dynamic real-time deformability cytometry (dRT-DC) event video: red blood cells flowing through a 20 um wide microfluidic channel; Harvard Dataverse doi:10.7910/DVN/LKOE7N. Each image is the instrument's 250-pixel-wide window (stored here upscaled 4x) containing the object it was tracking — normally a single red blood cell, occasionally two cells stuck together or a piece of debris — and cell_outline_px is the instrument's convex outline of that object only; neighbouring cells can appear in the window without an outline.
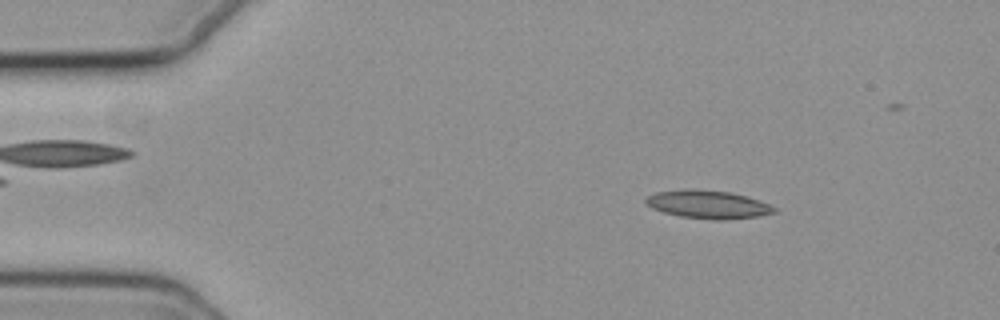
{"species": "common noctule bat (a hibernating species)", "species_latin": "Nyctalus noctula", "temperature_condition": "cold", "stored_images_in_passage": 51, "camera_frame_rate_fps": 3000, "um_per_image_px": 0.085, "animal": {"sex": "female", "body_mass_g": 19.3, "forearm_length_mm": 54.1}, "frame": {"image": 1, "passage_image": 9, "time_ms": 2.667, "image_size_px": [1000, 320], "cell_outline_px": [[776, 212], [756, 216], [724, 220], [716, 220], [680, 216], [664, 212], [652, 208], [644, 200], [648, 196], [656, 192], [684, 188], [696, 188], [732, 192], [760, 200], [776, 208]], "centroid_in_image_um": [60.17, 17.35], "position_along_channel_um": 24.8, "area_um2": 21.15}}
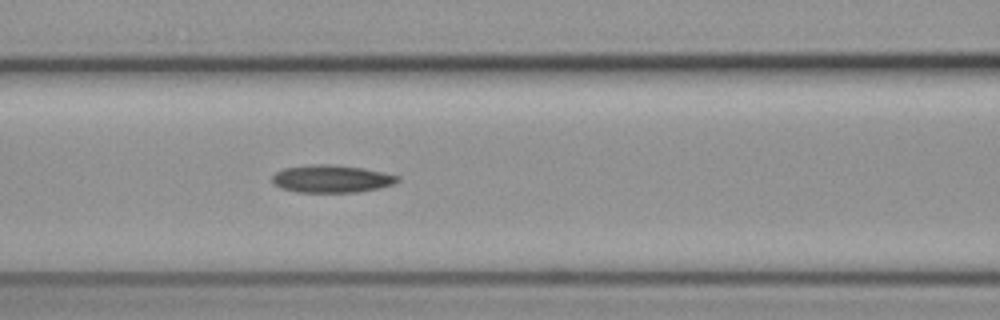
{"frame": {"image": 2, "passage_image": 24, "time_ms": 7.667, "image_size_px": [1000, 320], "cell_outline_px": [[400, 180], [396, 184], [360, 192], [296, 192], [280, 188], [272, 180], [272, 176], [276, 172], [284, 168], [312, 164], [332, 164], [364, 168], [400, 176]], "centroid_in_image_um": [28.21, 15.2], "position_along_channel_um": 138.4, "area_um2": 20.29}}
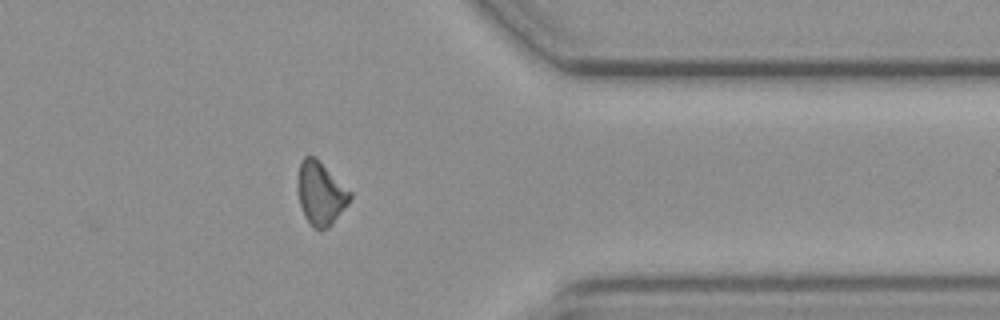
{"frame": {"image": 3, "passage_image": 45, "time_ms": 14.667, "image_size_px": [1000, 320], "cell_outline_px": [[352, 196], [348, 204], [332, 224], [328, 228], [320, 232], [312, 228], [304, 216], [300, 204], [296, 188], [296, 180], [300, 160], [304, 156], [316, 156], [352, 192]], "centroid_in_image_um": [27.23, 16.43], "position_along_channel_um": 384.2, "area_um2": 19.94}}